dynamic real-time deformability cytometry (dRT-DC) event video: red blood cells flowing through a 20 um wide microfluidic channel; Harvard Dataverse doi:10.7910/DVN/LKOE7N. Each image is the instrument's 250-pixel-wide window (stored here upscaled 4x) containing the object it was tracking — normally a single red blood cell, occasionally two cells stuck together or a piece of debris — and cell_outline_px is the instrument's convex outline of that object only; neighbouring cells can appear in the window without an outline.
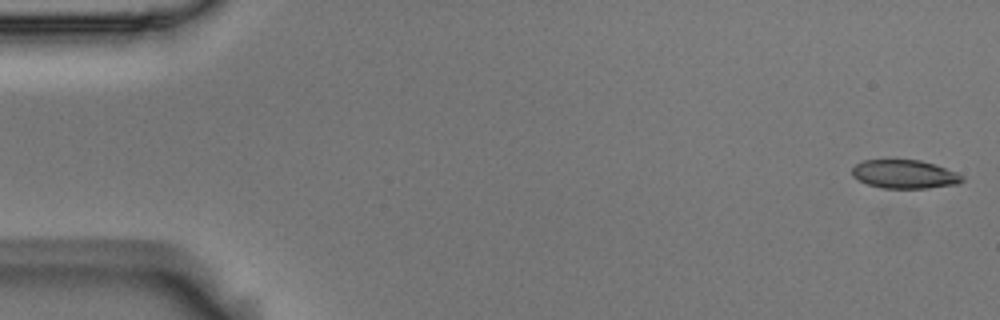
{"species": "Egyptian fruit bat (a non-hibernating species)", "species_latin": "Rousettus aegyptiacus", "temperature_condition": "room temperature", "stored_images_in_passage": 6, "camera_frame_rate_fps": 3000, "um_per_image_px": 0.085, "animal": {"sex": "male"}, "frame": {"image": 1, "passage_image": 1, "time_ms": 0.0, "image_size_px": [1000, 320], "cell_outline_px": [[964, 180], [956, 184], [928, 188], [880, 188], [868, 184], [852, 176], [852, 168], [856, 164], [864, 160], [920, 160], [936, 164], [956, 172], [964, 176]], "centroid_in_image_um": [76.9, 14.8], "position_along_channel_um": 8.1, "area_um2": 18.32}}
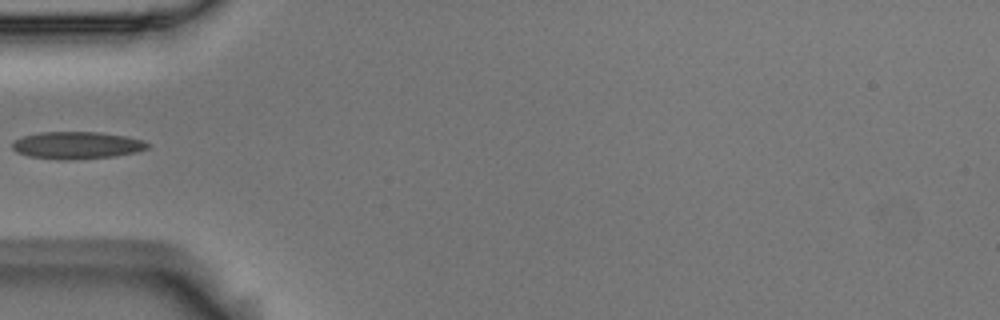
{"frame": {"image": 2, "passage_image": 5, "time_ms": 1.333, "image_size_px": [1000, 320], "cell_outline_px": [[148, 148], [136, 152], [112, 156], [72, 160], [60, 160], [28, 156], [16, 152], [12, 148], [12, 140], [24, 136], [40, 132], [100, 132], [128, 136], [144, 140], [148, 144]], "centroid_in_image_um": [6.51, 12.34], "position_along_channel_um": 78.5, "area_um2": 21.62}}
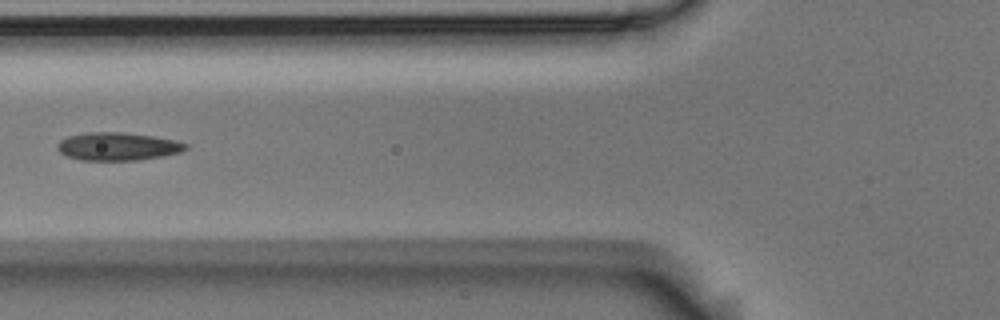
{"frame": {"image": 3, "passage_image": 6, "time_ms": 1.667, "image_size_px": [1000, 320], "cell_outline_px": [[188, 148], [180, 152], [164, 156], [136, 160], [80, 160], [68, 156], [60, 152], [56, 148], [56, 144], [60, 140], [68, 136], [88, 132], [124, 132], [152, 136], [176, 140], [188, 144]], "centroid_in_image_um": [10.0, 12.44], "position_along_channel_um": 115.8, "area_um2": 20.98}}